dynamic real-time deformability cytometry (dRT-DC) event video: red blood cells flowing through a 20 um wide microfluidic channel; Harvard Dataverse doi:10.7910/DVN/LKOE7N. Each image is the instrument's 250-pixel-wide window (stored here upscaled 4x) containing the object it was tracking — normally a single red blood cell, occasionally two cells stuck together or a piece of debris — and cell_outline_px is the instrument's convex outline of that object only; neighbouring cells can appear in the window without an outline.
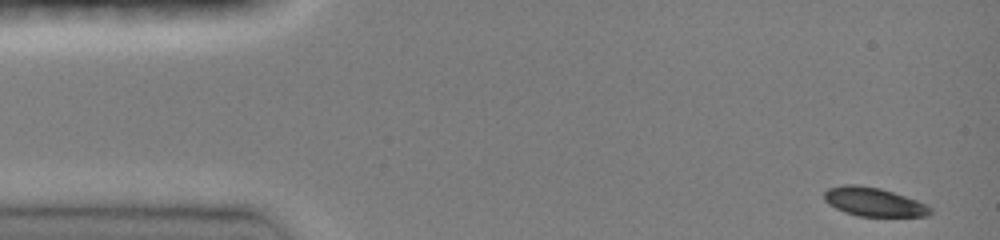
{"species": "common noctule bat (a hibernating species)", "species_latin": "Nyctalus noctula", "temperature_condition": "room temperature", "stored_images_in_passage": 43, "camera_frame_rate_fps": 3000, "um_per_image_px": 0.085, "animal": {"sex": "female", "body_mass_g": 19.0, "forearm_length_mm": 51.5}, "frame": {"image": 1, "passage_image": 1, "time_ms": 0.0, "image_size_px": [1000, 240], "cell_outline_px": [[932, 212], [928, 216], [856, 216], [844, 212], [828, 204], [824, 200], [824, 192], [828, 188], [844, 184], [856, 184], [880, 188], [916, 200], [932, 208]], "centroid_in_image_um": [74.23, 17.16], "position_along_channel_um": 10.8, "area_um2": 17.74}}
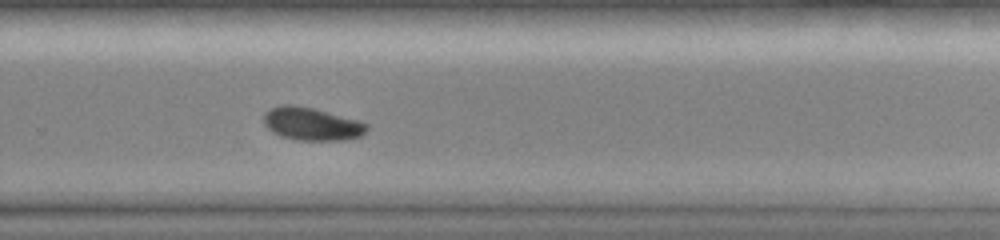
{"frame": {"image": 2, "passage_image": 31, "time_ms": 10.0, "image_size_px": [1000, 240], "cell_outline_px": [[368, 128], [360, 136], [344, 140], [296, 140], [280, 136], [272, 132], [264, 124], [264, 112], [268, 108], [280, 104], [292, 104], [312, 108], [360, 120], [368, 124]], "centroid_in_image_um": [26.46, 10.52], "position_along_channel_um": 303.3, "area_um2": 19.94}}
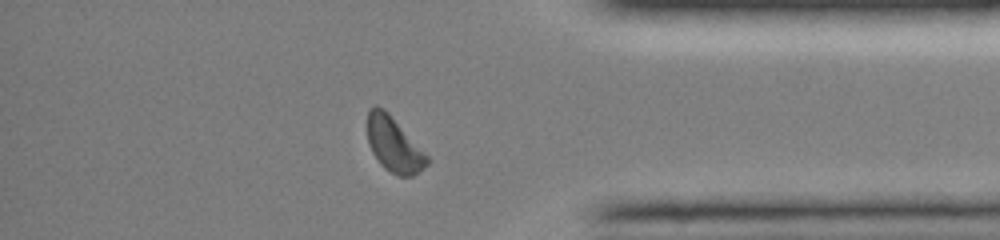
{"frame": {"image": 3, "passage_image": 39, "time_ms": 12.667, "image_size_px": [1000, 240], "cell_outline_px": [[428, 164], [424, 168], [412, 176], [400, 176], [384, 168], [380, 164], [372, 152], [368, 144], [368, 108], [376, 104], [384, 108], [388, 112], [428, 156]], "centroid_in_image_um": [33.46, 12.27], "position_along_channel_um": 401.7, "area_um2": 18.9}, "authors_computed_cell_mechanics": {"area_um2": 19.4786, "velocity_mm_per_s": 4.0094, "shape_relaxation_time_tau1_ms": 2.5292, "shape_relaxation_time_tau2_ms": null, "deformation_change_tau1": 0.1099, "deformation_change_tau2": null}}